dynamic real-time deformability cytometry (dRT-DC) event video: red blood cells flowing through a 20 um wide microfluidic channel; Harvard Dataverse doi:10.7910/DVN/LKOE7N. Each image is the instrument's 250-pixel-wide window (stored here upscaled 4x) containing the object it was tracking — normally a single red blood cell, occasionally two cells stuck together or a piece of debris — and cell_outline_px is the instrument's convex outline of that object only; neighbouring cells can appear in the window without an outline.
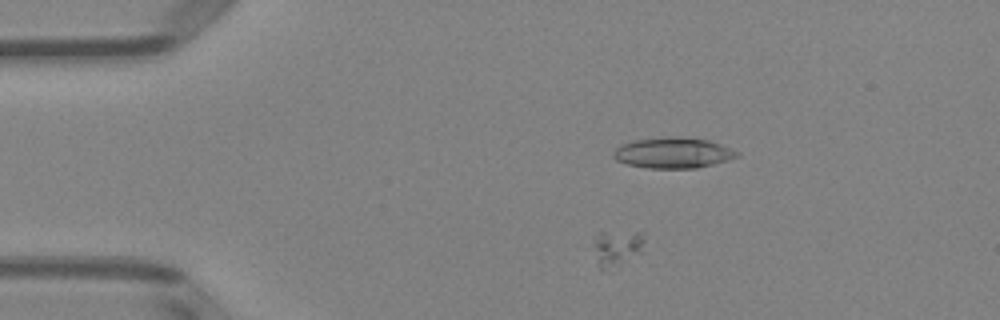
{"species": "Egyptian fruit bat (a non-hibernating species)", "species_latin": "Rousettus aegyptiacus", "temperature_condition": "room temperature", "stored_images_in_passage": 6, "camera_frame_rate_fps": 3000, "um_per_image_px": 0.085, "animal": {"sex": "female"}, "frame": {"image": 1, "passage_image": 1, "time_ms": 0.0, "image_size_px": [1000, 320], "cell_outline_px": [[644, 252], [604, 272], [600, 268], [596, 248], [596, 240], [600, 232], [640, 232], [644, 240]], "centroid_in_image_um": [52.53, 21.09], "position_along_channel_um": 32.5, "area_um2": 10.29}}
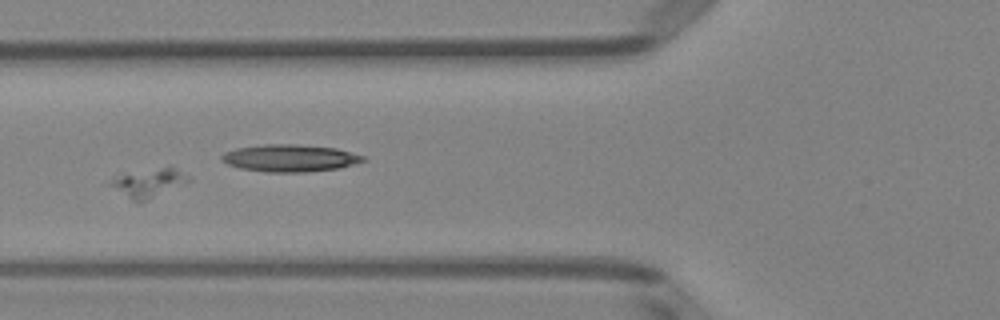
{"frame": {"image": 2, "passage_image": 4, "time_ms": 3.333, "image_size_px": [1000, 320], "cell_outline_px": [[192, 180], [184, 184], [144, 200], [132, 200], [108, 184], [112, 180], [124, 176], [164, 168], [176, 168], [188, 176]], "centroid_in_image_um": [12.72, 15.56], "position_along_channel_um": 113.1, "area_um2": 11.62}}
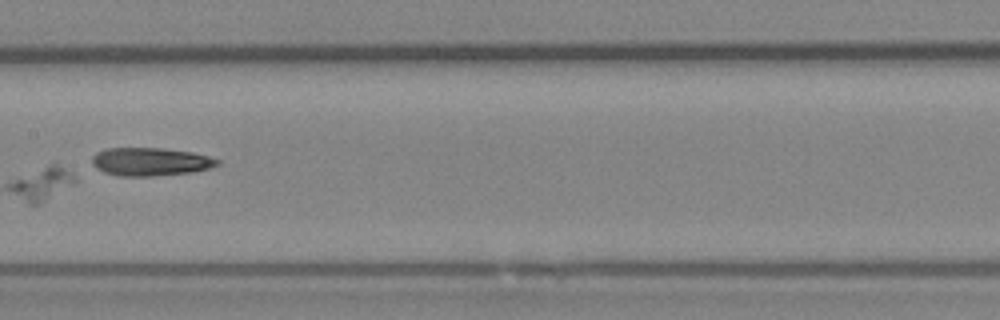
{"frame": {"image": 3, "passage_image": 6, "time_ms": 5.667, "image_size_px": [1000, 320], "cell_outline_px": [[220, 164], [208, 168], [192, 172], [152, 176], [116, 176], [104, 172], [96, 168], [92, 164], [92, 156], [96, 152], [108, 148], [164, 148], [192, 152], [208, 156], [220, 160]], "centroid_in_image_um": [12.76, 13.74], "position_along_channel_um": 194.6, "area_um2": 20.63}}